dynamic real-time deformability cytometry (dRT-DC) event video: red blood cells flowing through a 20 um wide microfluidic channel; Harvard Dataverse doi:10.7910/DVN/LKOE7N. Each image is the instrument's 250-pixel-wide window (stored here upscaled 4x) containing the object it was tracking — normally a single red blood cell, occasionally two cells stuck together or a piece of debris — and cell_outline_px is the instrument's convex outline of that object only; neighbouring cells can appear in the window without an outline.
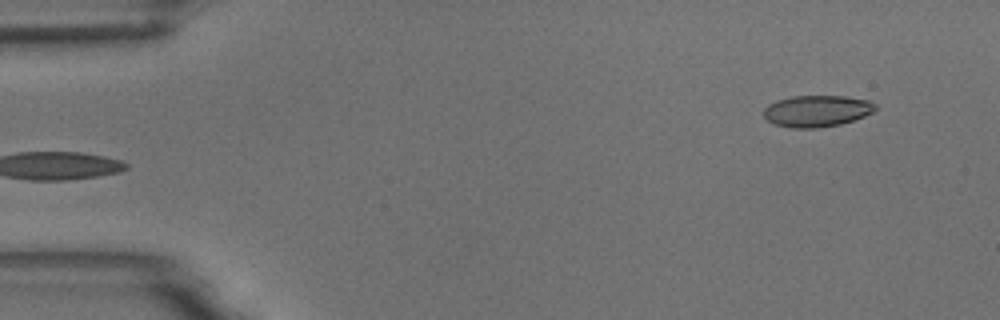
{"species": "common noctule bat (a hibernating species)", "species_latin": "Nyctalus noctula", "temperature_condition": "room temperature", "stored_images_in_passage": 5, "segment_of_instrument_passage": [2, 2], "camera_frame_rate_fps": 3000, "um_per_image_px": 0.085, "animal": {"sex": "male", "body_mass_g": 18.8}, "frame": {"image": 1, "passage_image": 5, "time_ms": 5.667, "image_size_px": [1000, 320], "cell_outline_px": [[876, 108], [872, 112], [864, 116], [840, 124], [816, 128], [792, 128], [776, 124], [768, 120], [764, 116], [764, 108], [768, 104], [776, 100], [792, 96], [844, 96], [868, 100], [876, 104]], "centroid_in_image_um": [69.42, 9.43], "position_along_channel_um": 15.6, "area_um2": 20.4}}